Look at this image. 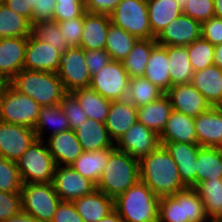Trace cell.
<instances>
[{
    "label": "cell",
    "instance_id": "obj_1",
    "mask_svg": "<svg viewBox=\"0 0 222 222\" xmlns=\"http://www.w3.org/2000/svg\"><path fill=\"white\" fill-rule=\"evenodd\" d=\"M139 162V177L159 198L172 196L187 188L181 181L178 166L165 146L159 145Z\"/></svg>",
    "mask_w": 222,
    "mask_h": 222
},
{
    "label": "cell",
    "instance_id": "obj_2",
    "mask_svg": "<svg viewBox=\"0 0 222 222\" xmlns=\"http://www.w3.org/2000/svg\"><path fill=\"white\" fill-rule=\"evenodd\" d=\"M16 91L33 98L40 106L60 104L67 94L57 73L22 69L9 82Z\"/></svg>",
    "mask_w": 222,
    "mask_h": 222
},
{
    "label": "cell",
    "instance_id": "obj_3",
    "mask_svg": "<svg viewBox=\"0 0 222 222\" xmlns=\"http://www.w3.org/2000/svg\"><path fill=\"white\" fill-rule=\"evenodd\" d=\"M139 180L138 159L115 148L109 155L96 189L115 199Z\"/></svg>",
    "mask_w": 222,
    "mask_h": 222
},
{
    "label": "cell",
    "instance_id": "obj_4",
    "mask_svg": "<svg viewBox=\"0 0 222 222\" xmlns=\"http://www.w3.org/2000/svg\"><path fill=\"white\" fill-rule=\"evenodd\" d=\"M160 198L139 180L114 199V210L124 222H158Z\"/></svg>",
    "mask_w": 222,
    "mask_h": 222
},
{
    "label": "cell",
    "instance_id": "obj_5",
    "mask_svg": "<svg viewBox=\"0 0 222 222\" xmlns=\"http://www.w3.org/2000/svg\"><path fill=\"white\" fill-rule=\"evenodd\" d=\"M158 222H210L204 204L194 187H187L175 195L159 201Z\"/></svg>",
    "mask_w": 222,
    "mask_h": 222
},
{
    "label": "cell",
    "instance_id": "obj_6",
    "mask_svg": "<svg viewBox=\"0 0 222 222\" xmlns=\"http://www.w3.org/2000/svg\"><path fill=\"white\" fill-rule=\"evenodd\" d=\"M44 140H34L16 161L23 184L52 183L56 163Z\"/></svg>",
    "mask_w": 222,
    "mask_h": 222
},
{
    "label": "cell",
    "instance_id": "obj_7",
    "mask_svg": "<svg viewBox=\"0 0 222 222\" xmlns=\"http://www.w3.org/2000/svg\"><path fill=\"white\" fill-rule=\"evenodd\" d=\"M41 106L31 97L16 91L9 83L0 96V121L35 128Z\"/></svg>",
    "mask_w": 222,
    "mask_h": 222
},
{
    "label": "cell",
    "instance_id": "obj_8",
    "mask_svg": "<svg viewBox=\"0 0 222 222\" xmlns=\"http://www.w3.org/2000/svg\"><path fill=\"white\" fill-rule=\"evenodd\" d=\"M22 212L30 214L40 222H51L60 197L52 183H27L21 188Z\"/></svg>",
    "mask_w": 222,
    "mask_h": 222
},
{
    "label": "cell",
    "instance_id": "obj_9",
    "mask_svg": "<svg viewBox=\"0 0 222 222\" xmlns=\"http://www.w3.org/2000/svg\"><path fill=\"white\" fill-rule=\"evenodd\" d=\"M109 16L113 25L137 39H155L149 24L146 0H121Z\"/></svg>",
    "mask_w": 222,
    "mask_h": 222
},
{
    "label": "cell",
    "instance_id": "obj_10",
    "mask_svg": "<svg viewBox=\"0 0 222 222\" xmlns=\"http://www.w3.org/2000/svg\"><path fill=\"white\" fill-rule=\"evenodd\" d=\"M129 79L123 63L111 60L91 76L89 87L107 100H124L127 98Z\"/></svg>",
    "mask_w": 222,
    "mask_h": 222
},
{
    "label": "cell",
    "instance_id": "obj_11",
    "mask_svg": "<svg viewBox=\"0 0 222 222\" xmlns=\"http://www.w3.org/2000/svg\"><path fill=\"white\" fill-rule=\"evenodd\" d=\"M56 73L67 93L89 87L91 75L85 62V50L73 47L60 54L59 69Z\"/></svg>",
    "mask_w": 222,
    "mask_h": 222
},
{
    "label": "cell",
    "instance_id": "obj_12",
    "mask_svg": "<svg viewBox=\"0 0 222 222\" xmlns=\"http://www.w3.org/2000/svg\"><path fill=\"white\" fill-rule=\"evenodd\" d=\"M52 184L61 201L73 202L96 190L95 183L81 176L70 166H56Z\"/></svg>",
    "mask_w": 222,
    "mask_h": 222
},
{
    "label": "cell",
    "instance_id": "obj_13",
    "mask_svg": "<svg viewBox=\"0 0 222 222\" xmlns=\"http://www.w3.org/2000/svg\"><path fill=\"white\" fill-rule=\"evenodd\" d=\"M33 128L0 121V156L16 162L36 140Z\"/></svg>",
    "mask_w": 222,
    "mask_h": 222
},
{
    "label": "cell",
    "instance_id": "obj_14",
    "mask_svg": "<svg viewBox=\"0 0 222 222\" xmlns=\"http://www.w3.org/2000/svg\"><path fill=\"white\" fill-rule=\"evenodd\" d=\"M159 145V135L138 121L115 143L117 149L138 160L152 153Z\"/></svg>",
    "mask_w": 222,
    "mask_h": 222
},
{
    "label": "cell",
    "instance_id": "obj_15",
    "mask_svg": "<svg viewBox=\"0 0 222 222\" xmlns=\"http://www.w3.org/2000/svg\"><path fill=\"white\" fill-rule=\"evenodd\" d=\"M200 38L201 23L181 13L155 37V40L161 46H187Z\"/></svg>",
    "mask_w": 222,
    "mask_h": 222
},
{
    "label": "cell",
    "instance_id": "obj_16",
    "mask_svg": "<svg viewBox=\"0 0 222 222\" xmlns=\"http://www.w3.org/2000/svg\"><path fill=\"white\" fill-rule=\"evenodd\" d=\"M165 94L170 99L172 110L193 118L212 107L191 83L175 84Z\"/></svg>",
    "mask_w": 222,
    "mask_h": 222
},
{
    "label": "cell",
    "instance_id": "obj_17",
    "mask_svg": "<svg viewBox=\"0 0 222 222\" xmlns=\"http://www.w3.org/2000/svg\"><path fill=\"white\" fill-rule=\"evenodd\" d=\"M60 52L56 47L35 38H27L24 69L56 73L59 69Z\"/></svg>",
    "mask_w": 222,
    "mask_h": 222
},
{
    "label": "cell",
    "instance_id": "obj_18",
    "mask_svg": "<svg viewBox=\"0 0 222 222\" xmlns=\"http://www.w3.org/2000/svg\"><path fill=\"white\" fill-rule=\"evenodd\" d=\"M166 147L178 166L181 181L187 187H196V160L199 149L197 143L160 142Z\"/></svg>",
    "mask_w": 222,
    "mask_h": 222
},
{
    "label": "cell",
    "instance_id": "obj_19",
    "mask_svg": "<svg viewBox=\"0 0 222 222\" xmlns=\"http://www.w3.org/2000/svg\"><path fill=\"white\" fill-rule=\"evenodd\" d=\"M27 38H0V76L8 83L24 69Z\"/></svg>",
    "mask_w": 222,
    "mask_h": 222
},
{
    "label": "cell",
    "instance_id": "obj_20",
    "mask_svg": "<svg viewBox=\"0 0 222 222\" xmlns=\"http://www.w3.org/2000/svg\"><path fill=\"white\" fill-rule=\"evenodd\" d=\"M197 144L218 148L222 142V106H212L194 118Z\"/></svg>",
    "mask_w": 222,
    "mask_h": 222
},
{
    "label": "cell",
    "instance_id": "obj_21",
    "mask_svg": "<svg viewBox=\"0 0 222 222\" xmlns=\"http://www.w3.org/2000/svg\"><path fill=\"white\" fill-rule=\"evenodd\" d=\"M137 122V108L127 99L111 101L105 127L116 143Z\"/></svg>",
    "mask_w": 222,
    "mask_h": 222
},
{
    "label": "cell",
    "instance_id": "obj_22",
    "mask_svg": "<svg viewBox=\"0 0 222 222\" xmlns=\"http://www.w3.org/2000/svg\"><path fill=\"white\" fill-rule=\"evenodd\" d=\"M110 16L86 12L83 16V32L80 47L84 50H103L106 46Z\"/></svg>",
    "mask_w": 222,
    "mask_h": 222
},
{
    "label": "cell",
    "instance_id": "obj_23",
    "mask_svg": "<svg viewBox=\"0 0 222 222\" xmlns=\"http://www.w3.org/2000/svg\"><path fill=\"white\" fill-rule=\"evenodd\" d=\"M46 144L57 166H70L84 152L75 130L49 136Z\"/></svg>",
    "mask_w": 222,
    "mask_h": 222
},
{
    "label": "cell",
    "instance_id": "obj_24",
    "mask_svg": "<svg viewBox=\"0 0 222 222\" xmlns=\"http://www.w3.org/2000/svg\"><path fill=\"white\" fill-rule=\"evenodd\" d=\"M191 84L211 106H222V69L216 65L194 72Z\"/></svg>",
    "mask_w": 222,
    "mask_h": 222
},
{
    "label": "cell",
    "instance_id": "obj_25",
    "mask_svg": "<svg viewBox=\"0 0 222 222\" xmlns=\"http://www.w3.org/2000/svg\"><path fill=\"white\" fill-rule=\"evenodd\" d=\"M159 141L197 143L194 118L172 110Z\"/></svg>",
    "mask_w": 222,
    "mask_h": 222
},
{
    "label": "cell",
    "instance_id": "obj_26",
    "mask_svg": "<svg viewBox=\"0 0 222 222\" xmlns=\"http://www.w3.org/2000/svg\"><path fill=\"white\" fill-rule=\"evenodd\" d=\"M73 203L84 222H98L114 210V199L97 189Z\"/></svg>",
    "mask_w": 222,
    "mask_h": 222
},
{
    "label": "cell",
    "instance_id": "obj_27",
    "mask_svg": "<svg viewBox=\"0 0 222 222\" xmlns=\"http://www.w3.org/2000/svg\"><path fill=\"white\" fill-rule=\"evenodd\" d=\"M78 141L83 151L92 152L104 148H113L114 141L110 138L105 123L98 122L94 119L87 120L75 129Z\"/></svg>",
    "mask_w": 222,
    "mask_h": 222
},
{
    "label": "cell",
    "instance_id": "obj_28",
    "mask_svg": "<svg viewBox=\"0 0 222 222\" xmlns=\"http://www.w3.org/2000/svg\"><path fill=\"white\" fill-rule=\"evenodd\" d=\"M172 112L169 97L164 94L156 101L137 108V121L160 135Z\"/></svg>",
    "mask_w": 222,
    "mask_h": 222
},
{
    "label": "cell",
    "instance_id": "obj_29",
    "mask_svg": "<svg viewBox=\"0 0 222 222\" xmlns=\"http://www.w3.org/2000/svg\"><path fill=\"white\" fill-rule=\"evenodd\" d=\"M168 68L167 46L156 44L152 48L143 77L166 93L171 87Z\"/></svg>",
    "mask_w": 222,
    "mask_h": 222
},
{
    "label": "cell",
    "instance_id": "obj_30",
    "mask_svg": "<svg viewBox=\"0 0 222 222\" xmlns=\"http://www.w3.org/2000/svg\"><path fill=\"white\" fill-rule=\"evenodd\" d=\"M115 148L114 146L92 152L84 151L70 167L97 185L106 168L109 155Z\"/></svg>",
    "mask_w": 222,
    "mask_h": 222
},
{
    "label": "cell",
    "instance_id": "obj_31",
    "mask_svg": "<svg viewBox=\"0 0 222 222\" xmlns=\"http://www.w3.org/2000/svg\"><path fill=\"white\" fill-rule=\"evenodd\" d=\"M146 2L149 24L154 37L182 13L175 0H146Z\"/></svg>",
    "mask_w": 222,
    "mask_h": 222
},
{
    "label": "cell",
    "instance_id": "obj_32",
    "mask_svg": "<svg viewBox=\"0 0 222 222\" xmlns=\"http://www.w3.org/2000/svg\"><path fill=\"white\" fill-rule=\"evenodd\" d=\"M171 87L175 84L191 83L192 69L187 46H167Z\"/></svg>",
    "mask_w": 222,
    "mask_h": 222
},
{
    "label": "cell",
    "instance_id": "obj_33",
    "mask_svg": "<svg viewBox=\"0 0 222 222\" xmlns=\"http://www.w3.org/2000/svg\"><path fill=\"white\" fill-rule=\"evenodd\" d=\"M71 94L83 108L87 118L105 123L109 113L111 101L102 97L90 87L76 89Z\"/></svg>",
    "mask_w": 222,
    "mask_h": 222
},
{
    "label": "cell",
    "instance_id": "obj_34",
    "mask_svg": "<svg viewBox=\"0 0 222 222\" xmlns=\"http://www.w3.org/2000/svg\"><path fill=\"white\" fill-rule=\"evenodd\" d=\"M197 190L210 222H222V179L200 182Z\"/></svg>",
    "mask_w": 222,
    "mask_h": 222
},
{
    "label": "cell",
    "instance_id": "obj_35",
    "mask_svg": "<svg viewBox=\"0 0 222 222\" xmlns=\"http://www.w3.org/2000/svg\"><path fill=\"white\" fill-rule=\"evenodd\" d=\"M222 179V152L219 148L201 147L196 160V186L205 180Z\"/></svg>",
    "mask_w": 222,
    "mask_h": 222
},
{
    "label": "cell",
    "instance_id": "obj_36",
    "mask_svg": "<svg viewBox=\"0 0 222 222\" xmlns=\"http://www.w3.org/2000/svg\"><path fill=\"white\" fill-rule=\"evenodd\" d=\"M46 126H50L52 129L51 135L49 136L71 130L68 119L65 116V113L60 104L52 106H41L39 118L34 128L37 139H44L43 135L45 130H47Z\"/></svg>",
    "mask_w": 222,
    "mask_h": 222
},
{
    "label": "cell",
    "instance_id": "obj_37",
    "mask_svg": "<svg viewBox=\"0 0 222 222\" xmlns=\"http://www.w3.org/2000/svg\"><path fill=\"white\" fill-rule=\"evenodd\" d=\"M155 39H138L129 55L122 61L124 69L130 78L143 77Z\"/></svg>",
    "mask_w": 222,
    "mask_h": 222
},
{
    "label": "cell",
    "instance_id": "obj_38",
    "mask_svg": "<svg viewBox=\"0 0 222 222\" xmlns=\"http://www.w3.org/2000/svg\"><path fill=\"white\" fill-rule=\"evenodd\" d=\"M31 30L32 25L24 16L14 12L5 4H0V38H28Z\"/></svg>",
    "mask_w": 222,
    "mask_h": 222
},
{
    "label": "cell",
    "instance_id": "obj_39",
    "mask_svg": "<svg viewBox=\"0 0 222 222\" xmlns=\"http://www.w3.org/2000/svg\"><path fill=\"white\" fill-rule=\"evenodd\" d=\"M137 40L132 34L111 23L108 28L105 50L112 60L122 62Z\"/></svg>",
    "mask_w": 222,
    "mask_h": 222
},
{
    "label": "cell",
    "instance_id": "obj_40",
    "mask_svg": "<svg viewBox=\"0 0 222 222\" xmlns=\"http://www.w3.org/2000/svg\"><path fill=\"white\" fill-rule=\"evenodd\" d=\"M165 93L144 77L129 79L127 100L136 108L159 99Z\"/></svg>",
    "mask_w": 222,
    "mask_h": 222
},
{
    "label": "cell",
    "instance_id": "obj_41",
    "mask_svg": "<svg viewBox=\"0 0 222 222\" xmlns=\"http://www.w3.org/2000/svg\"><path fill=\"white\" fill-rule=\"evenodd\" d=\"M31 34L50 46L56 47L61 54L69 49L56 21H39L32 24Z\"/></svg>",
    "mask_w": 222,
    "mask_h": 222
},
{
    "label": "cell",
    "instance_id": "obj_42",
    "mask_svg": "<svg viewBox=\"0 0 222 222\" xmlns=\"http://www.w3.org/2000/svg\"><path fill=\"white\" fill-rule=\"evenodd\" d=\"M187 50L194 72L214 64L215 46L202 37L187 45Z\"/></svg>",
    "mask_w": 222,
    "mask_h": 222
},
{
    "label": "cell",
    "instance_id": "obj_43",
    "mask_svg": "<svg viewBox=\"0 0 222 222\" xmlns=\"http://www.w3.org/2000/svg\"><path fill=\"white\" fill-rule=\"evenodd\" d=\"M22 185L16 162L0 156V191L20 193Z\"/></svg>",
    "mask_w": 222,
    "mask_h": 222
},
{
    "label": "cell",
    "instance_id": "obj_44",
    "mask_svg": "<svg viewBox=\"0 0 222 222\" xmlns=\"http://www.w3.org/2000/svg\"><path fill=\"white\" fill-rule=\"evenodd\" d=\"M60 105L68 119L71 130H75L87 120V115L84 113L83 108L71 93H67L63 97Z\"/></svg>",
    "mask_w": 222,
    "mask_h": 222
},
{
    "label": "cell",
    "instance_id": "obj_45",
    "mask_svg": "<svg viewBox=\"0 0 222 222\" xmlns=\"http://www.w3.org/2000/svg\"><path fill=\"white\" fill-rule=\"evenodd\" d=\"M56 22L69 48L80 47L83 32V16Z\"/></svg>",
    "mask_w": 222,
    "mask_h": 222
},
{
    "label": "cell",
    "instance_id": "obj_46",
    "mask_svg": "<svg viewBox=\"0 0 222 222\" xmlns=\"http://www.w3.org/2000/svg\"><path fill=\"white\" fill-rule=\"evenodd\" d=\"M182 13L202 24L214 17V0H188Z\"/></svg>",
    "mask_w": 222,
    "mask_h": 222
},
{
    "label": "cell",
    "instance_id": "obj_47",
    "mask_svg": "<svg viewBox=\"0 0 222 222\" xmlns=\"http://www.w3.org/2000/svg\"><path fill=\"white\" fill-rule=\"evenodd\" d=\"M22 211L21 193L0 191V222Z\"/></svg>",
    "mask_w": 222,
    "mask_h": 222
},
{
    "label": "cell",
    "instance_id": "obj_48",
    "mask_svg": "<svg viewBox=\"0 0 222 222\" xmlns=\"http://www.w3.org/2000/svg\"><path fill=\"white\" fill-rule=\"evenodd\" d=\"M201 37L214 46L222 43V19L211 17L201 24Z\"/></svg>",
    "mask_w": 222,
    "mask_h": 222
},
{
    "label": "cell",
    "instance_id": "obj_49",
    "mask_svg": "<svg viewBox=\"0 0 222 222\" xmlns=\"http://www.w3.org/2000/svg\"><path fill=\"white\" fill-rule=\"evenodd\" d=\"M111 60L109 53L105 49L85 50V62L91 76L95 75Z\"/></svg>",
    "mask_w": 222,
    "mask_h": 222
},
{
    "label": "cell",
    "instance_id": "obj_50",
    "mask_svg": "<svg viewBox=\"0 0 222 222\" xmlns=\"http://www.w3.org/2000/svg\"><path fill=\"white\" fill-rule=\"evenodd\" d=\"M51 222H84L73 202L61 201Z\"/></svg>",
    "mask_w": 222,
    "mask_h": 222
},
{
    "label": "cell",
    "instance_id": "obj_51",
    "mask_svg": "<svg viewBox=\"0 0 222 222\" xmlns=\"http://www.w3.org/2000/svg\"><path fill=\"white\" fill-rule=\"evenodd\" d=\"M55 0H36L32 10V24L39 21H53Z\"/></svg>",
    "mask_w": 222,
    "mask_h": 222
},
{
    "label": "cell",
    "instance_id": "obj_52",
    "mask_svg": "<svg viewBox=\"0 0 222 222\" xmlns=\"http://www.w3.org/2000/svg\"><path fill=\"white\" fill-rule=\"evenodd\" d=\"M86 13L85 5H55L53 21H65Z\"/></svg>",
    "mask_w": 222,
    "mask_h": 222
},
{
    "label": "cell",
    "instance_id": "obj_53",
    "mask_svg": "<svg viewBox=\"0 0 222 222\" xmlns=\"http://www.w3.org/2000/svg\"><path fill=\"white\" fill-rule=\"evenodd\" d=\"M121 0H85V9L89 13L110 15Z\"/></svg>",
    "mask_w": 222,
    "mask_h": 222
},
{
    "label": "cell",
    "instance_id": "obj_54",
    "mask_svg": "<svg viewBox=\"0 0 222 222\" xmlns=\"http://www.w3.org/2000/svg\"><path fill=\"white\" fill-rule=\"evenodd\" d=\"M36 0H4L8 8L21 16H24L32 25V10Z\"/></svg>",
    "mask_w": 222,
    "mask_h": 222
},
{
    "label": "cell",
    "instance_id": "obj_55",
    "mask_svg": "<svg viewBox=\"0 0 222 222\" xmlns=\"http://www.w3.org/2000/svg\"><path fill=\"white\" fill-rule=\"evenodd\" d=\"M3 222H40V221L32 217L30 214L21 211L19 214L10 217L9 219H6Z\"/></svg>",
    "mask_w": 222,
    "mask_h": 222
},
{
    "label": "cell",
    "instance_id": "obj_56",
    "mask_svg": "<svg viewBox=\"0 0 222 222\" xmlns=\"http://www.w3.org/2000/svg\"><path fill=\"white\" fill-rule=\"evenodd\" d=\"M214 65L222 69V43L215 45Z\"/></svg>",
    "mask_w": 222,
    "mask_h": 222
},
{
    "label": "cell",
    "instance_id": "obj_57",
    "mask_svg": "<svg viewBox=\"0 0 222 222\" xmlns=\"http://www.w3.org/2000/svg\"><path fill=\"white\" fill-rule=\"evenodd\" d=\"M98 222H124V220L113 210L106 217L100 219Z\"/></svg>",
    "mask_w": 222,
    "mask_h": 222
},
{
    "label": "cell",
    "instance_id": "obj_58",
    "mask_svg": "<svg viewBox=\"0 0 222 222\" xmlns=\"http://www.w3.org/2000/svg\"><path fill=\"white\" fill-rule=\"evenodd\" d=\"M56 5H85V0H55Z\"/></svg>",
    "mask_w": 222,
    "mask_h": 222
},
{
    "label": "cell",
    "instance_id": "obj_59",
    "mask_svg": "<svg viewBox=\"0 0 222 222\" xmlns=\"http://www.w3.org/2000/svg\"><path fill=\"white\" fill-rule=\"evenodd\" d=\"M214 16L222 19V0H214Z\"/></svg>",
    "mask_w": 222,
    "mask_h": 222
},
{
    "label": "cell",
    "instance_id": "obj_60",
    "mask_svg": "<svg viewBox=\"0 0 222 222\" xmlns=\"http://www.w3.org/2000/svg\"><path fill=\"white\" fill-rule=\"evenodd\" d=\"M175 1L177 2V4L179 5V7L182 11L188 2V0H175Z\"/></svg>",
    "mask_w": 222,
    "mask_h": 222
},
{
    "label": "cell",
    "instance_id": "obj_61",
    "mask_svg": "<svg viewBox=\"0 0 222 222\" xmlns=\"http://www.w3.org/2000/svg\"><path fill=\"white\" fill-rule=\"evenodd\" d=\"M7 82L0 76V96L3 88L6 86Z\"/></svg>",
    "mask_w": 222,
    "mask_h": 222
},
{
    "label": "cell",
    "instance_id": "obj_62",
    "mask_svg": "<svg viewBox=\"0 0 222 222\" xmlns=\"http://www.w3.org/2000/svg\"><path fill=\"white\" fill-rule=\"evenodd\" d=\"M218 148L222 152V142H221V144H220V146Z\"/></svg>",
    "mask_w": 222,
    "mask_h": 222
}]
</instances>
